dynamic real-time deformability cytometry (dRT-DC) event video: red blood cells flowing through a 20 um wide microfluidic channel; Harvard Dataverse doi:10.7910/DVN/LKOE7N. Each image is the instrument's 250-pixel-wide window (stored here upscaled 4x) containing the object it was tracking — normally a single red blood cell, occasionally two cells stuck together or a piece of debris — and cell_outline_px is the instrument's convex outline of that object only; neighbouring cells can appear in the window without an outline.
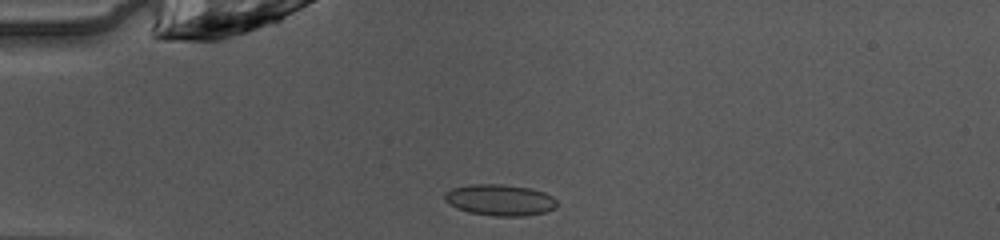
{"species": "common noctule bat (a hibernating species)", "species_latin": "Nyctalus noctula", "temperature_condition": "warm", "stored_images_in_passage": 37, "camera_frame_rate_fps": 3000, "um_per_image_px": 0.085, "animal": {"sex": "female", "body_mass_g": 10.0, "forearm_length_mm": 53.1}, "frame": {"image": 1, "passage_image": 1, "time_ms": 0.0, "image_size_px": [1000, 240], "cell_outline_px": [[556, 208], [544, 212], [524, 216], [496, 216], [468, 212], [456, 208], [448, 204], [444, 200], [444, 192], [452, 188], [468, 184], [500, 184], [532, 188], [544, 192], [552, 196], [556, 200]], "centroid_in_image_um": [42.46, 16.99], "position_along_channel_um": 42.5, "area_um2": 20.63}}
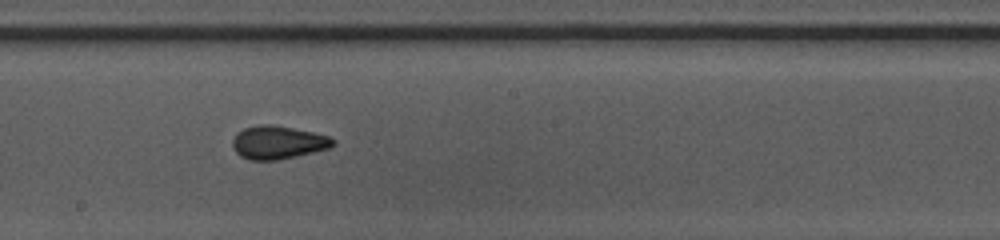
{"frame": {"image": 2, "passage_image": 16, "time_ms": 5.0, "image_size_px": [1000, 240], "cell_outline_px": [[336, 144], [328, 148], [296, 156], [276, 160], [248, 160], [240, 156], [232, 148], [232, 140], [236, 132], [244, 128], [260, 124], [272, 124], [312, 132], [328, 136], [336, 140]], "centroid_in_image_um": [23.58, 12.1], "position_along_channel_um": 224.6, "area_um2": 19.48}}
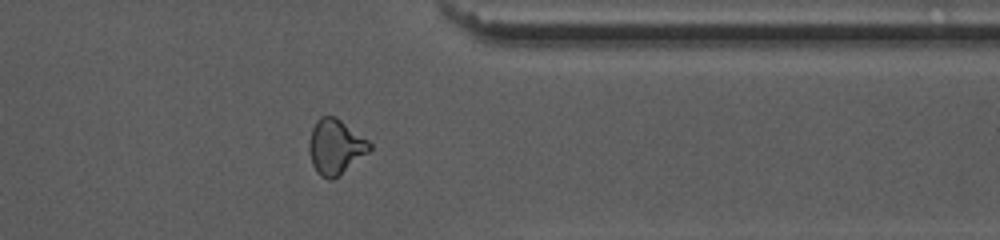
{"frame": {"image": 3, "passage_image": 28, "time_ms": 9.0, "image_size_px": [1000, 240], "cell_outline_px": [[372, 148], [368, 152], [340, 176], [332, 180], [328, 180], [320, 176], [316, 172], [312, 164], [308, 152], [308, 140], [312, 128], [316, 120], [320, 116], [336, 116], [368, 140], [372, 144]], "centroid_in_image_um": [28.49, 12.49], "position_along_channel_um": 382.9, "area_um2": 19.77}, "authors_computed_cell_mechanics": {"area_um2": 19.4786, "velocity_mm_per_s": 4.0943, "shape_relaxation_time_tau1_ms": 4.0135, "shape_relaxation_time_tau2_ms": 1.2905, "deformation_change_tau1": 0.101, "deformation_change_tau2": 0.0692}}